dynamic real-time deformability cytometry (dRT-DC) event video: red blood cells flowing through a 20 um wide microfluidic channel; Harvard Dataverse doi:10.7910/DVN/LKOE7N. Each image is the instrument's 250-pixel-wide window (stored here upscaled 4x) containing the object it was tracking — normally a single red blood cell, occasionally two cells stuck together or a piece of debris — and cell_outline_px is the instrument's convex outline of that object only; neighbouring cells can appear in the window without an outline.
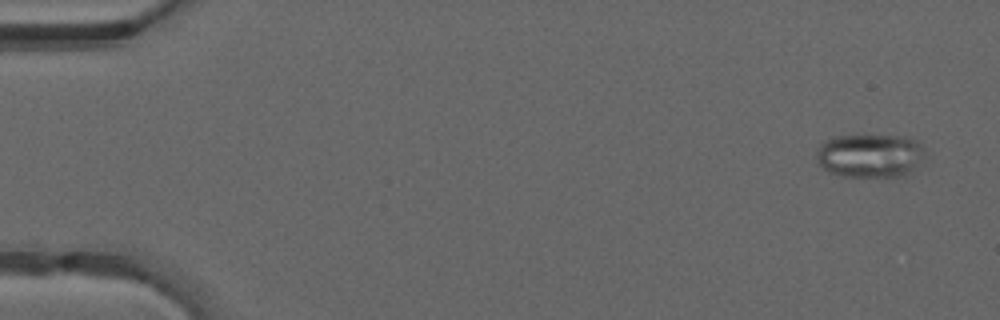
{"species": "common noctule bat (a hibernating species)", "species_latin": "Nyctalus noctula", "temperature_condition": "warm", "stored_images_in_passage": 49, "segment_of_instrument_passage": [1, 2], "camera_frame_rate_fps": 3000, "um_per_image_px": 0.085, "animal": {"sex": "male", "forearm_length_mm": 52.5}, "frame": {"image": 1, "passage_image": 3, "time_ms": 0.667, "image_size_px": [1000, 320], "cell_outline_px": [[928, 156], [912, 172], [904, 176], [844, 176], [828, 172], [816, 160], [816, 148], [820, 144], [832, 136], [908, 136], [916, 140], [924, 148]], "centroid_in_image_um": [74.0, 13.22], "position_along_channel_um": 11.0, "area_um2": 28.09}}